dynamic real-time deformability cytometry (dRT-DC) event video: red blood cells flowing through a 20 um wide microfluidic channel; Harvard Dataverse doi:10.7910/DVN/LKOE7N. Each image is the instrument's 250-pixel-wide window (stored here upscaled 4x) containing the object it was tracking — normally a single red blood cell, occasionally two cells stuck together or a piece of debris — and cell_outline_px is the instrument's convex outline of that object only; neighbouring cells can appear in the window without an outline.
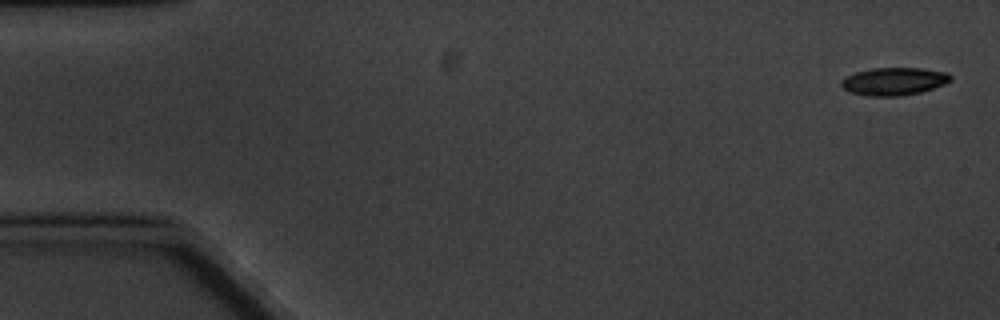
{"species": "common noctule bat (a hibernating species)", "species_latin": "Nyctalus noctula", "temperature_condition": "cold", "stored_images_in_passage": 6, "camera_frame_rate_fps": 3000, "um_per_image_px": 0.085, "animal": {"sex": "male", "body_mass_g": 20.1, "forearm_length_mm": 53.5}, "frame": {"image": 1, "passage_image": 1, "time_ms": 0.0, "image_size_px": [1000, 320], "cell_outline_px": [[952, 80], [944, 84], [920, 92], [900, 96], [868, 96], [848, 92], [840, 84], [840, 80], [856, 72], [872, 68], [920, 68], [948, 72], [952, 76]], "centroid_in_image_um": [75.98, 6.91], "position_along_channel_um": 9.0, "area_um2": 17.69}}
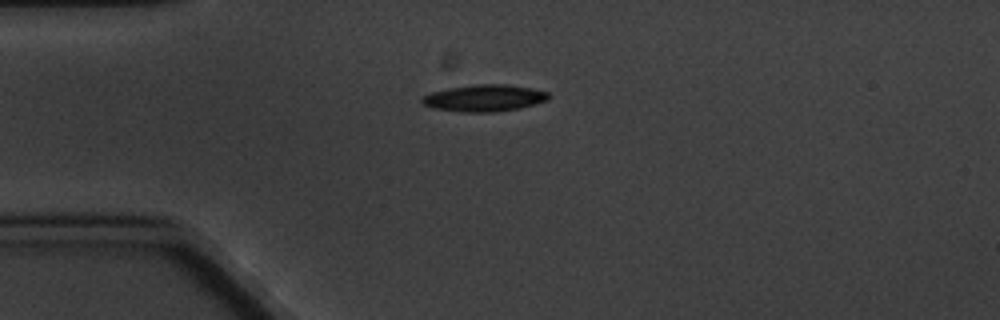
{"frame": {"image": 2, "passage_image": 4, "time_ms": 4.333, "image_size_px": [1000, 320], "cell_outline_px": [[548, 100], [520, 108], [496, 112], [460, 112], [432, 108], [424, 104], [420, 100], [424, 96], [432, 92], [448, 88], [476, 84], [504, 84], [528, 88], [548, 92]], "centroid_in_image_um": [41.14, 8.34], "position_along_channel_um": 43.9, "area_um2": 19.59}}